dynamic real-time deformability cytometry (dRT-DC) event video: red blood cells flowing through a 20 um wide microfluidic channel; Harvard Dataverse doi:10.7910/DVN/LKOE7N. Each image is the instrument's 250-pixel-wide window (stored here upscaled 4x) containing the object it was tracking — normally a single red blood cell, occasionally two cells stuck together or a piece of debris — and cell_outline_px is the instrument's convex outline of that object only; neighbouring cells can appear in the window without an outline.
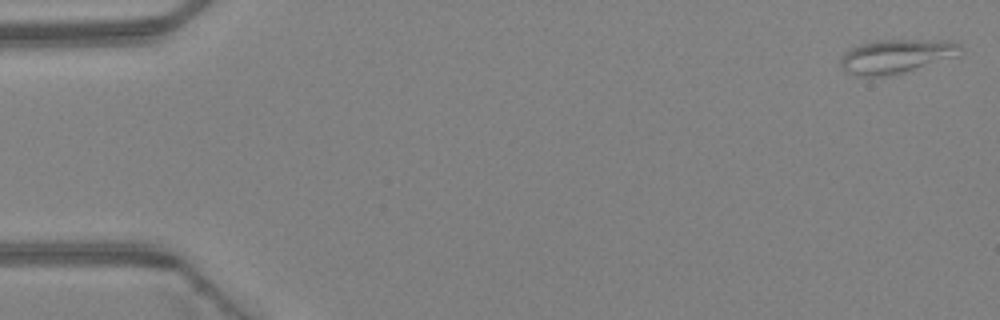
{"species": "Egyptian fruit bat (a non-hibernating species)", "species_latin": "Rousettus aegyptiacus", "temperature_condition": "warm", "stored_images_in_passage": 4, "camera_frame_rate_fps": 3000, "um_per_image_px": 0.085, "animal": {"sex": "female"}, "frame": {"image": 1, "passage_image": 1, "time_ms": 0.0, "image_size_px": [1000, 320], "cell_outline_px": [[964, 48], [956, 56], [888, 76], [856, 76], [848, 72], [840, 64], [840, 60], [852, 48], [860, 44], [876, 40], [952, 40], [960, 44]], "centroid_in_image_um": [76.21, 4.76], "position_along_channel_um": 8.8, "area_um2": 23.29}}
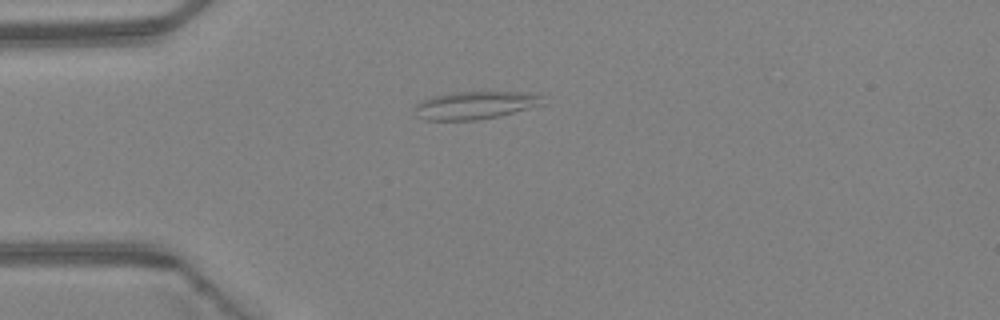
{"frame": {"image": 2, "passage_image": 4, "time_ms": 1.0, "image_size_px": [1000, 320], "cell_outline_px": [[548, 104], [496, 116], [476, 120], [424, 120], [416, 116], [416, 104], [420, 100], [432, 96], [452, 92], [540, 92], [544, 96]], "centroid_in_image_um": [40.48, 8.92], "position_along_channel_um": 44.5, "area_um2": 21.15}}